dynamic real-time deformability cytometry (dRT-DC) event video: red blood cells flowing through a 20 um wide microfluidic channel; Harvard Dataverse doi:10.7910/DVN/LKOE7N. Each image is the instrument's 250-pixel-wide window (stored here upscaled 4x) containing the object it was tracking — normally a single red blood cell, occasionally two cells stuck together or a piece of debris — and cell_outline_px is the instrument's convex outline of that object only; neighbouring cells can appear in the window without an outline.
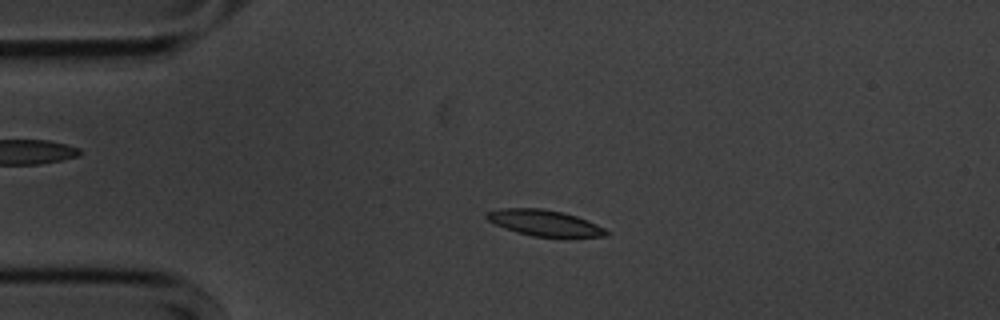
{"species": "common noctule bat (a hibernating species)", "species_latin": "Nyctalus noctula", "temperature_condition": "cold", "stored_images_in_passage": 55, "camera_frame_rate_fps": 3000, "um_per_image_px": 0.085, "animal": {"sex": "male", "body_mass_g": 20.1, "forearm_length_mm": 53.5}, "frame": {"image": 1, "passage_image": 12, "time_ms": 3.667, "image_size_px": [1000, 320], "cell_outline_px": [[612, 232], [608, 236], [564, 240], [532, 236], [516, 232], [504, 228], [488, 220], [484, 216], [484, 212], [500, 208], [540, 208], [564, 212], [576, 216], [596, 224]], "centroid_in_image_um": [46.36, 19.0], "position_along_channel_um": 38.6, "area_um2": 19.13}}
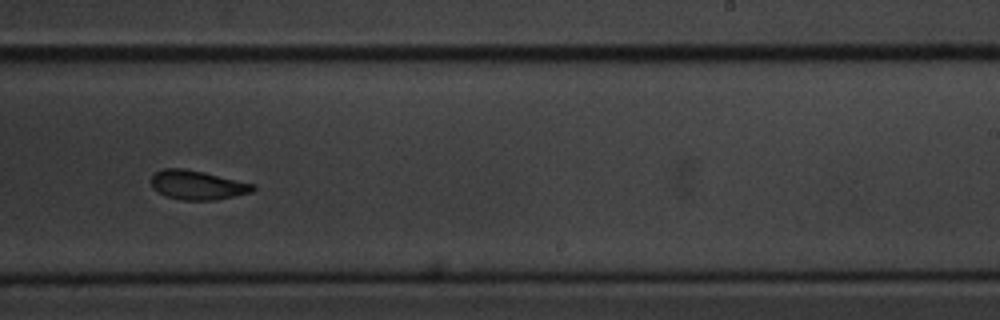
{"frame": {"image": 2, "passage_image": 34, "time_ms": 11.0, "image_size_px": [1000, 320], "cell_outline_px": [[256, 188], [252, 192], [212, 200], [180, 200], [168, 196], [152, 188], [148, 180], [156, 172], [164, 168], [184, 168], [204, 172], [256, 184]], "centroid_in_image_um": [16.76, 15.71], "position_along_channel_um": 272.2, "area_um2": 17.34}}
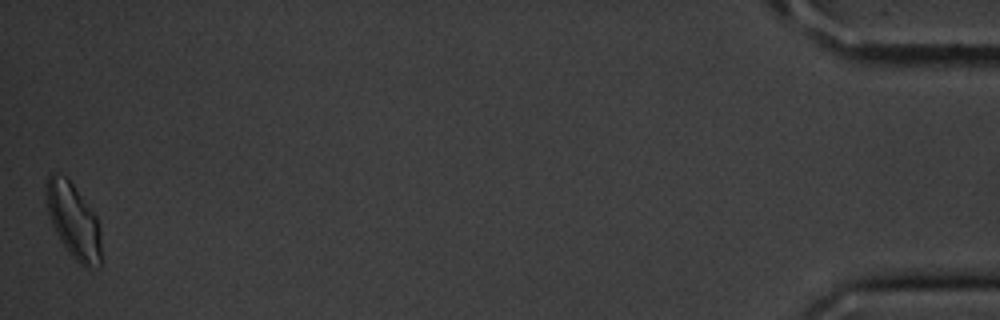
{"frame": {"image": 3, "passage_image": 55, "time_ms": 18.0, "image_size_px": [1000, 320], "cell_outline_px": [[100, 268], [84, 268], [68, 252], [60, 240], [52, 224], [48, 212], [44, 192], [44, 184], [48, 176], [52, 172], [64, 176], [72, 184], [96, 216], [100, 228]], "centroid_in_image_um": [6.22, 18.78], "position_along_channel_um": 429.0, "area_um2": 23.99}, "authors_computed_cell_mechanics": {"area_um2": 18.2648, "velocity_mm_per_s": 3.5625, "shape_relaxation_time_tau1_ms": 3.0834, "shape_relaxation_time_tau2_ms": 5.1163, "deformation_change_tau1": 0.1024, "deformation_change_tau2": 0.1129}}